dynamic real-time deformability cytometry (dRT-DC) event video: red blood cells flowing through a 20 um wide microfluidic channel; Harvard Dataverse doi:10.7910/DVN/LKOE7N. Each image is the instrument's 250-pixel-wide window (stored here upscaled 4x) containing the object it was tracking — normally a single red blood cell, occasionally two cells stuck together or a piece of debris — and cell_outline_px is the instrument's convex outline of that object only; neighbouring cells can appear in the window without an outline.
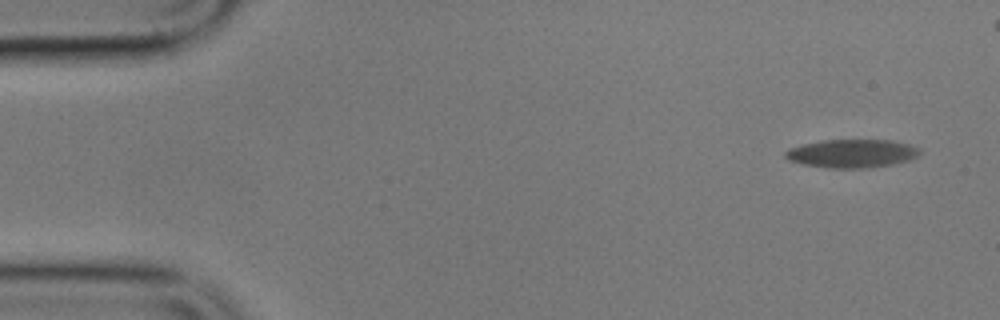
{"species": "common noctule bat (a hibernating species)", "species_latin": "Nyctalus noctula", "temperature_condition": "cold", "stored_images_in_passage": 5, "camera_frame_rate_fps": 3000, "um_per_image_px": 0.085, "animal": {"sex": "male", "body_mass_g": 17.9}, "frame": {"image": 1, "passage_image": 1, "time_ms": 0.0, "image_size_px": [1000, 320], "cell_outline_px": [[920, 152], [916, 156], [908, 160], [892, 164], [868, 168], [828, 168], [804, 164], [788, 160], [784, 156], [784, 152], [788, 148], [804, 144], [824, 140], [892, 140], [908, 144], [920, 148]], "centroid_in_image_um": [72.39, 13.04], "position_along_channel_um": 12.6, "area_um2": 22.14}}
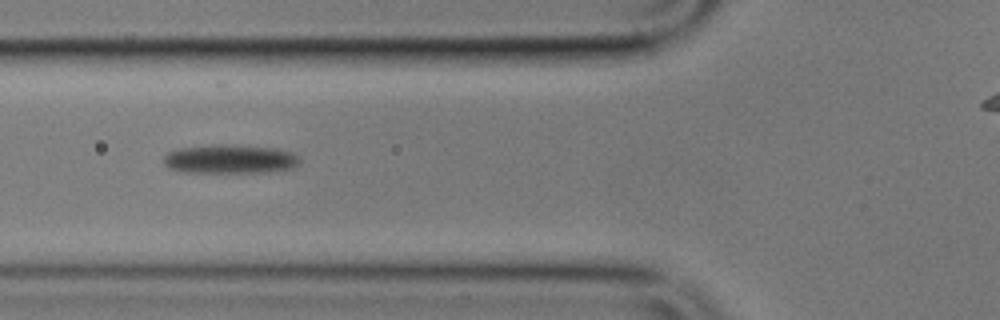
{"frame": {"image": 2, "passage_image": 4, "time_ms": 6.333, "image_size_px": [1000, 320], "cell_outline_px": [[300, 160], [292, 168], [272, 172], [184, 172], [168, 168], [164, 164], [164, 156], [168, 152], [180, 148], [212, 144], [240, 144], [276, 148], [292, 152]], "centroid_in_image_um": [19.54, 13.51], "position_along_channel_um": 106.3, "area_um2": 23.18}}
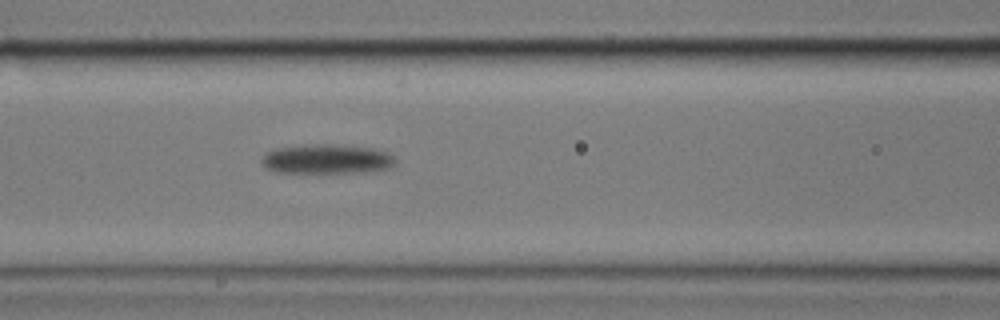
{"frame": {"image": 3, "passage_image": 5, "time_ms": 7.333, "image_size_px": [1000, 320], "cell_outline_px": [[396, 164], [388, 168], [364, 172], [276, 172], [264, 168], [260, 160], [264, 152], [276, 148], [312, 144], [332, 144], [372, 148], [388, 152], [396, 160]], "centroid_in_image_um": [27.73, 13.51], "position_along_channel_um": 138.9, "area_um2": 23.06}}